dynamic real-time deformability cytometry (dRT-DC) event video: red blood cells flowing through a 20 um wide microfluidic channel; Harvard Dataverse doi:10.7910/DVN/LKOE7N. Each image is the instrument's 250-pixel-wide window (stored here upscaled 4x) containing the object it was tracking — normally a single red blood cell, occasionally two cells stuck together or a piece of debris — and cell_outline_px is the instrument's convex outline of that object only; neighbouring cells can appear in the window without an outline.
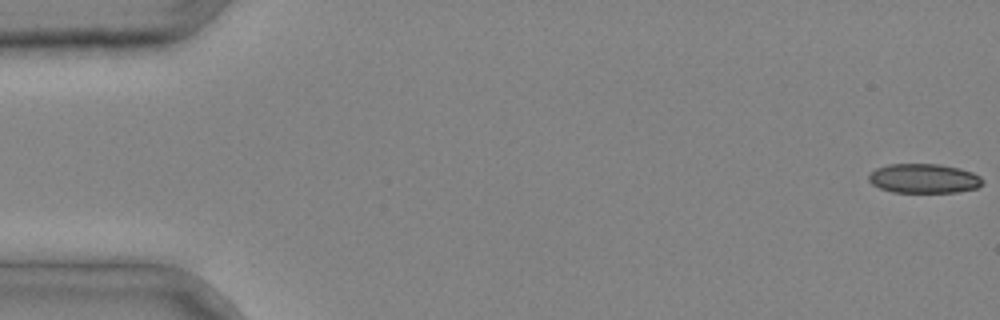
{"species": "common noctule bat (a hibernating species)", "species_latin": "Nyctalus noctula", "temperature_condition": "cold", "stored_images_in_passage": 4, "camera_frame_rate_fps": 3000, "um_per_image_px": 0.085, "animal": {"sex": "male", "body_mass_g": 20.4}, "frame": {"image": 1, "passage_image": 1, "time_ms": 0.0, "image_size_px": [1000, 320], "cell_outline_px": [[984, 184], [976, 188], [956, 192], [892, 192], [880, 188], [872, 184], [868, 180], [868, 176], [876, 168], [888, 164], [940, 164], [960, 168], [972, 172], [980, 176], [984, 180]], "centroid_in_image_um": [78.55, 15.16], "position_along_channel_um": 6.5, "area_um2": 19.59}}